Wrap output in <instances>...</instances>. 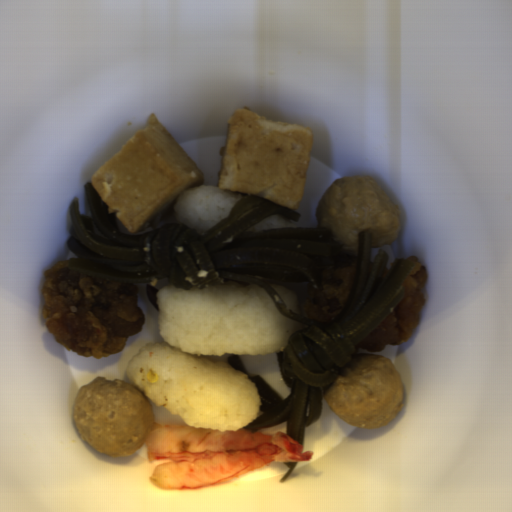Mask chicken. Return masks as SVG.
Here are the masks:
<instances>
[{
	"label": "chicken",
	"mask_w": 512,
	"mask_h": 512,
	"mask_svg": "<svg viewBox=\"0 0 512 512\" xmlns=\"http://www.w3.org/2000/svg\"><path fill=\"white\" fill-rule=\"evenodd\" d=\"M357 266H326L321 274L320 291L311 288L303 305L307 318L331 322L338 318L348 304L355 282Z\"/></svg>",
	"instance_id": "3"
},
{
	"label": "chicken",
	"mask_w": 512,
	"mask_h": 512,
	"mask_svg": "<svg viewBox=\"0 0 512 512\" xmlns=\"http://www.w3.org/2000/svg\"><path fill=\"white\" fill-rule=\"evenodd\" d=\"M45 329L66 350L101 359L120 352L145 323L136 283L90 276L61 260L43 270Z\"/></svg>",
	"instance_id": "1"
},
{
	"label": "chicken",
	"mask_w": 512,
	"mask_h": 512,
	"mask_svg": "<svg viewBox=\"0 0 512 512\" xmlns=\"http://www.w3.org/2000/svg\"><path fill=\"white\" fill-rule=\"evenodd\" d=\"M403 286V297L380 321V323L356 346V349L383 352L386 346L401 345L411 339L419 330L422 311L426 304L424 288L427 270L415 256Z\"/></svg>",
	"instance_id": "2"
}]
</instances>
